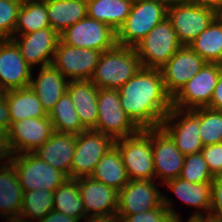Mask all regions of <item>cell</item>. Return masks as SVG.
Returning a JSON list of instances; mask_svg holds the SVG:
<instances>
[{
  "instance_id": "1",
  "label": "cell",
  "mask_w": 222,
  "mask_h": 222,
  "mask_svg": "<svg viewBox=\"0 0 222 222\" xmlns=\"http://www.w3.org/2000/svg\"><path fill=\"white\" fill-rule=\"evenodd\" d=\"M118 90L122 108L139 129L160 127L172 108L160 69L142 67Z\"/></svg>"
},
{
  "instance_id": "2",
  "label": "cell",
  "mask_w": 222,
  "mask_h": 222,
  "mask_svg": "<svg viewBox=\"0 0 222 222\" xmlns=\"http://www.w3.org/2000/svg\"><path fill=\"white\" fill-rule=\"evenodd\" d=\"M141 68L135 48L116 44L102 52L90 80L98 88L118 90Z\"/></svg>"
},
{
  "instance_id": "3",
  "label": "cell",
  "mask_w": 222,
  "mask_h": 222,
  "mask_svg": "<svg viewBox=\"0 0 222 222\" xmlns=\"http://www.w3.org/2000/svg\"><path fill=\"white\" fill-rule=\"evenodd\" d=\"M163 0H134L130 14L116 32L118 45L134 48L158 23L167 18Z\"/></svg>"
},
{
  "instance_id": "4",
  "label": "cell",
  "mask_w": 222,
  "mask_h": 222,
  "mask_svg": "<svg viewBox=\"0 0 222 222\" xmlns=\"http://www.w3.org/2000/svg\"><path fill=\"white\" fill-rule=\"evenodd\" d=\"M130 180L155 179L152 128L115 140Z\"/></svg>"
},
{
  "instance_id": "5",
  "label": "cell",
  "mask_w": 222,
  "mask_h": 222,
  "mask_svg": "<svg viewBox=\"0 0 222 222\" xmlns=\"http://www.w3.org/2000/svg\"><path fill=\"white\" fill-rule=\"evenodd\" d=\"M183 45L167 18L134 47L143 68L160 69Z\"/></svg>"
},
{
  "instance_id": "6",
  "label": "cell",
  "mask_w": 222,
  "mask_h": 222,
  "mask_svg": "<svg viewBox=\"0 0 222 222\" xmlns=\"http://www.w3.org/2000/svg\"><path fill=\"white\" fill-rule=\"evenodd\" d=\"M23 191L44 189L54 192L68 177L33 152L14 154L10 160Z\"/></svg>"
},
{
  "instance_id": "7",
  "label": "cell",
  "mask_w": 222,
  "mask_h": 222,
  "mask_svg": "<svg viewBox=\"0 0 222 222\" xmlns=\"http://www.w3.org/2000/svg\"><path fill=\"white\" fill-rule=\"evenodd\" d=\"M217 16L212 9L185 0L171 2L167 8V19L182 45H189Z\"/></svg>"
},
{
  "instance_id": "8",
  "label": "cell",
  "mask_w": 222,
  "mask_h": 222,
  "mask_svg": "<svg viewBox=\"0 0 222 222\" xmlns=\"http://www.w3.org/2000/svg\"><path fill=\"white\" fill-rule=\"evenodd\" d=\"M97 102L98 120L94 131L117 140L140 130L122 108L119 90L99 88Z\"/></svg>"
},
{
  "instance_id": "9",
  "label": "cell",
  "mask_w": 222,
  "mask_h": 222,
  "mask_svg": "<svg viewBox=\"0 0 222 222\" xmlns=\"http://www.w3.org/2000/svg\"><path fill=\"white\" fill-rule=\"evenodd\" d=\"M160 127L183 155L200 153L204 147L199 135V108L182 110L172 107Z\"/></svg>"
},
{
  "instance_id": "10",
  "label": "cell",
  "mask_w": 222,
  "mask_h": 222,
  "mask_svg": "<svg viewBox=\"0 0 222 222\" xmlns=\"http://www.w3.org/2000/svg\"><path fill=\"white\" fill-rule=\"evenodd\" d=\"M222 64L206 62L172 98V107L194 110L209 106Z\"/></svg>"
},
{
  "instance_id": "11",
  "label": "cell",
  "mask_w": 222,
  "mask_h": 222,
  "mask_svg": "<svg viewBox=\"0 0 222 222\" xmlns=\"http://www.w3.org/2000/svg\"><path fill=\"white\" fill-rule=\"evenodd\" d=\"M114 143L115 140L112 137L94 130H86L77 134L70 178L91 176L97 163L114 146Z\"/></svg>"
},
{
  "instance_id": "12",
  "label": "cell",
  "mask_w": 222,
  "mask_h": 222,
  "mask_svg": "<svg viewBox=\"0 0 222 222\" xmlns=\"http://www.w3.org/2000/svg\"><path fill=\"white\" fill-rule=\"evenodd\" d=\"M60 40L70 46L106 51L116 44V32L107 24L84 17L59 34Z\"/></svg>"
},
{
  "instance_id": "13",
  "label": "cell",
  "mask_w": 222,
  "mask_h": 222,
  "mask_svg": "<svg viewBox=\"0 0 222 222\" xmlns=\"http://www.w3.org/2000/svg\"><path fill=\"white\" fill-rule=\"evenodd\" d=\"M102 51L78 48L58 41L52 65L69 81L90 80Z\"/></svg>"
},
{
  "instance_id": "14",
  "label": "cell",
  "mask_w": 222,
  "mask_h": 222,
  "mask_svg": "<svg viewBox=\"0 0 222 222\" xmlns=\"http://www.w3.org/2000/svg\"><path fill=\"white\" fill-rule=\"evenodd\" d=\"M49 116L27 118L13 122L8 130V142L12 154L34 152L54 133Z\"/></svg>"
},
{
  "instance_id": "15",
  "label": "cell",
  "mask_w": 222,
  "mask_h": 222,
  "mask_svg": "<svg viewBox=\"0 0 222 222\" xmlns=\"http://www.w3.org/2000/svg\"><path fill=\"white\" fill-rule=\"evenodd\" d=\"M154 179L130 180L118 192V215H134L161 207L163 196Z\"/></svg>"
},
{
  "instance_id": "16",
  "label": "cell",
  "mask_w": 222,
  "mask_h": 222,
  "mask_svg": "<svg viewBox=\"0 0 222 222\" xmlns=\"http://www.w3.org/2000/svg\"><path fill=\"white\" fill-rule=\"evenodd\" d=\"M206 61L189 45H183L160 68L167 93L173 98L197 74Z\"/></svg>"
},
{
  "instance_id": "17",
  "label": "cell",
  "mask_w": 222,
  "mask_h": 222,
  "mask_svg": "<svg viewBox=\"0 0 222 222\" xmlns=\"http://www.w3.org/2000/svg\"><path fill=\"white\" fill-rule=\"evenodd\" d=\"M33 69L26 63L12 39H0V90L30 86Z\"/></svg>"
},
{
  "instance_id": "18",
  "label": "cell",
  "mask_w": 222,
  "mask_h": 222,
  "mask_svg": "<svg viewBox=\"0 0 222 222\" xmlns=\"http://www.w3.org/2000/svg\"><path fill=\"white\" fill-rule=\"evenodd\" d=\"M21 51L26 63L33 69L50 65L59 41V34L51 27L43 28L27 34H14L11 38Z\"/></svg>"
},
{
  "instance_id": "19",
  "label": "cell",
  "mask_w": 222,
  "mask_h": 222,
  "mask_svg": "<svg viewBox=\"0 0 222 222\" xmlns=\"http://www.w3.org/2000/svg\"><path fill=\"white\" fill-rule=\"evenodd\" d=\"M152 150L155 178L165 184L180 176L185 155L161 127L152 128Z\"/></svg>"
},
{
  "instance_id": "20",
  "label": "cell",
  "mask_w": 222,
  "mask_h": 222,
  "mask_svg": "<svg viewBox=\"0 0 222 222\" xmlns=\"http://www.w3.org/2000/svg\"><path fill=\"white\" fill-rule=\"evenodd\" d=\"M76 181L88 217L117 213L118 191L91 176Z\"/></svg>"
},
{
  "instance_id": "21",
  "label": "cell",
  "mask_w": 222,
  "mask_h": 222,
  "mask_svg": "<svg viewBox=\"0 0 222 222\" xmlns=\"http://www.w3.org/2000/svg\"><path fill=\"white\" fill-rule=\"evenodd\" d=\"M76 138L77 134L54 132L33 153L70 178V167L75 151Z\"/></svg>"
},
{
  "instance_id": "22",
  "label": "cell",
  "mask_w": 222,
  "mask_h": 222,
  "mask_svg": "<svg viewBox=\"0 0 222 222\" xmlns=\"http://www.w3.org/2000/svg\"><path fill=\"white\" fill-rule=\"evenodd\" d=\"M66 92L75 105L82 126L86 130H94L98 120L99 88L91 80L69 81Z\"/></svg>"
},
{
  "instance_id": "23",
  "label": "cell",
  "mask_w": 222,
  "mask_h": 222,
  "mask_svg": "<svg viewBox=\"0 0 222 222\" xmlns=\"http://www.w3.org/2000/svg\"><path fill=\"white\" fill-rule=\"evenodd\" d=\"M69 80L52 64L39 70L37 79L31 76L30 87L47 114L53 109L61 96L66 92Z\"/></svg>"
},
{
  "instance_id": "24",
  "label": "cell",
  "mask_w": 222,
  "mask_h": 222,
  "mask_svg": "<svg viewBox=\"0 0 222 222\" xmlns=\"http://www.w3.org/2000/svg\"><path fill=\"white\" fill-rule=\"evenodd\" d=\"M2 163L0 164V216L4 218L19 216L23 203V189L9 159Z\"/></svg>"
},
{
  "instance_id": "25",
  "label": "cell",
  "mask_w": 222,
  "mask_h": 222,
  "mask_svg": "<svg viewBox=\"0 0 222 222\" xmlns=\"http://www.w3.org/2000/svg\"><path fill=\"white\" fill-rule=\"evenodd\" d=\"M49 23L58 34L87 16V0H49Z\"/></svg>"
},
{
  "instance_id": "26",
  "label": "cell",
  "mask_w": 222,
  "mask_h": 222,
  "mask_svg": "<svg viewBox=\"0 0 222 222\" xmlns=\"http://www.w3.org/2000/svg\"><path fill=\"white\" fill-rule=\"evenodd\" d=\"M91 177L118 192L130 181L115 145L102 156Z\"/></svg>"
},
{
  "instance_id": "27",
  "label": "cell",
  "mask_w": 222,
  "mask_h": 222,
  "mask_svg": "<svg viewBox=\"0 0 222 222\" xmlns=\"http://www.w3.org/2000/svg\"><path fill=\"white\" fill-rule=\"evenodd\" d=\"M2 94L10 109L11 124L22 119L40 118L48 115L30 86L6 91Z\"/></svg>"
},
{
  "instance_id": "28",
  "label": "cell",
  "mask_w": 222,
  "mask_h": 222,
  "mask_svg": "<svg viewBox=\"0 0 222 222\" xmlns=\"http://www.w3.org/2000/svg\"><path fill=\"white\" fill-rule=\"evenodd\" d=\"M134 0H87V16L110 26L115 32L123 25Z\"/></svg>"
},
{
  "instance_id": "29",
  "label": "cell",
  "mask_w": 222,
  "mask_h": 222,
  "mask_svg": "<svg viewBox=\"0 0 222 222\" xmlns=\"http://www.w3.org/2000/svg\"><path fill=\"white\" fill-rule=\"evenodd\" d=\"M165 184L183 203L204 210L209 216L212 201L211 183H191L177 177Z\"/></svg>"
},
{
  "instance_id": "30",
  "label": "cell",
  "mask_w": 222,
  "mask_h": 222,
  "mask_svg": "<svg viewBox=\"0 0 222 222\" xmlns=\"http://www.w3.org/2000/svg\"><path fill=\"white\" fill-rule=\"evenodd\" d=\"M189 46L206 62L222 64V17L218 15Z\"/></svg>"
},
{
  "instance_id": "31",
  "label": "cell",
  "mask_w": 222,
  "mask_h": 222,
  "mask_svg": "<svg viewBox=\"0 0 222 222\" xmlns=\"http://www.w3.org/2000/svg\"><path fill=\"white\" fill-rule=\"evenodd\" d=\"M54 209L69 217L87 219L76 179L68 178L54 191Z\"/></svg>"
},
{
  "instance_id": "32",
  "label": "cell",
  "mask_w": 222,
  "mask_h": 222,
  "mask_svg": "<svg viewBox=\"0 0 222 222\" xmlns=\"http://www.w3.org/2000/svg\"><path fill=\"white\" fill-rule=\"evenodd\" d=\"M75 109L69 94L65 92L48 114L55 132L80 134L86 131Z\"/></svg>"
},
{
  "instance_id": "33",
  "label": "cell",
  "mask_w": 222,
  "mask_h": 222,
  "mask_svg": "<svg viewBox=\"0 0 222 222\" xmlns=\"http://www.w3.org/2000/svg\"><path fill=\"white\" fill-rule=\"evenodd\" d=\"M51 27L46 10V2L22 3L14 34H27Z\"/></svg>"
},
{
  "instance_id": "34",
  "label": "cell",
  "mask_w": 222,
  "mask_h": 222,
  "mask_svg": "<svg viewBox=\"0 0 222 222\" xmlns=\"http://www.w3.org/2000/svg\"><path fill=\"white\" fill-rule=\"evenodd\" d=\"M53 203L54 192L44 189L23 191L20 216L38 221L54 209Z\"/></svg>"
},
{
  "instance_id": "35",
  "label": "cell",
  "mask_w": 222,
  "mask_h": 222,
  "mask_svg": "<svg viewBox=\"0 0 222 222\" xmlns=\"http://www.w3.org/2000/svg\"><path fill=\"white\" fill-rule=\"evenodd\" d=\"M199 126L203 146L222 143V111L199 108Z\"/></svg>"
},
{
  "instance_id": "36",
  "label": "cell",
  "mask_w": 222,
  "mask_h": 222,
  "mask_svg": "<svg viewBox=\"0 0 222 222\" xmlns=\"http://www.w3.org/2000/svg\"><path fill=\"white\" fill-rule=\"evenodd\" d=\"M179 178L191 183H211L214 176L200 152L185 155Z\"/></svg>"
},
{
  "instance_id": "37",
  "label": "cell",
  "mask_w": 222,
  "mask_h": 222,
  "mask_svg": "<svg viewBox=\"0 0 222 222\" xmlns=\"http://www.w3.org/2000/svg\"><path fill=\"white\" fill-rule=\"evenodd\" d=\"M163 205L144 213L134 215H119L121 222H176L180 220L179 214L173 209L171 199L163 196Z\"/></svg>"
},
{
  "instance_id": "38",
  "label": "cell",
  "mask_w": 222,
  "mask_h": 222,
  "mask_svg": "<svg viewBox=\"0 0 222 222\" xmlns=\"http://www.w3.org/2000/svg\"><path fill=\"white\" fill-rule=\"evenodd\" d=\"M21 5L20 0H0V39L14 36Z\"/></svg>"
},
{
  "instance_id": "39",
  "label": "cell",
  "mask_w": 222,
  "mask_h": 222,
  "mask_svg": "<svg viewBox=\"0 0 222 222\" xmlns=\"http://www.w3.org/2000/svg\"><path fill=\"white\" fill-rule=\"evenodd\" d=\"M201 154L206 161L211 174L215 176L222 175V143L204 146Z\"/></svg>"
},
{
  "instance_id": "40",
  "label": "cell",
  "mask_w": 222,
  "mask_h": 222,
  "mask_svg": "<svg viewBox=\"0 0 222 222\" xmlns=\"http://www.w3.org/2000/svg\"><path fill=\"white\" fill-rule=\"evenodd\" d=\"M212 184V201L209 216L222 221V175L215 176Z\"/></svg>"
},
{
  "instance_id": "41",
  "label": "cell",
  "mask_w": 222,
  "mask_h": 222,
  "mask_svg": "<svg viewBox=\"0 0 222 222\" xmlns=\"http://www.w3.org/2000/svg\"><path fill=\"white\" fill-rule=\"evenodd\" d=\"M11 126L10 109L5 96L0 95V131H8Z\"/></svg>"
},
{
  "instance_id": "42",
  "label": "cell",
  "mask_w": 222,
  "mask_h": 222,
  "mask_svg": "<svg viewBox=\"0 0 222 222\" xmlns=\"http://www.w3.org/2000/svg\"><path fill=\"white\" fill-rule=\"evenodd\" d=\"M207 108L222 111V69L220 70L217 85L214 88L210 104Z\"/></svg>"
},
{
  "instance_id": "43",
  "label": "cell",
  "mask_w": 222,
  "mask_h": 222,
  "mask_svg": "<svg viewBox=\"0 0 222 222\" xmlns=\"http://www.w3.org/2000/svg\"><path fill=\"white\" fill-rule=\"evenodd\" d=\"M36 222H79V221L74 217H69L64 213L53 209L48 214H46L44 218Z\"/></svg>"
},
{
  "instance_id": "44",
  "label": "cell",
  "mask_w": 222,
  "mask_h": 222,
  "mask_svg": "<svg viewBox=\"0 0 222 222\" xmlns=\"http://www.w3.org/2000/svg\"><path fill=\"white\" fill-rule=\"evenodd\" d=\"M12 156L13 154L8 142V131H0V162L7 157L10 161Z\"/></svg>"
},
{
  "instance_id": "45",
  "label": "cell",
  "mask_w": 222,
  "mask_h": 222,
  "mask_svg": "<svg viewBox=\"0 0 222 222\" xmlns=\"http://www.w3.org/2000/svg\"><path fill=\"white\" fill-rule=\"evenodd\" d=\"M187 2L200 5L204 8H209L215 11L218 15L222 12V0H185Z\"/></svg>"
},
{
  "instance_id": "46",
  "label": "cell",
  "mask_w": 222,
  "mask_h": 222,
  "mask_svg": "<svg viewBox=\"0 0 222 222\" xmlns=\"http://www.w3.org/2000/svg\"><path fill=\"white\" fill-rule=\"evenodd\" d=\"M85 222H121V218L117 213H111L88 217Z\"/></svg>"
},
{
  "instance_id": "47",
  "label": "cell",
  "mask_w": 222,
  "mask_h": 222,
  "mask_svg": "<svg viewBox=\"0 0 222 222\" xmlns=\"http://www.w3.org/2000/svg\"><path fill=\"white\" fill-rule=\"evenodd\" d=\"M189 220H191L192 222H222V221H219L211 216L205 215V213L204 214L202 212L199 213V211L192 214L189 217Z\"/></svg>"
},
{
  "instance_id": "48",
  "label": "cell",
  "mask_w": 222,
  "mask_h": 222,
  "mask_svg": "<svg viewBox=\"0 0 222 222\" xmlns=\"http://www.w3.org/2000/svg\"><path fill=\"white\" fill-rule=\"evenodd\" d=\"M7 222H30V220L26 219L25 217L22 216H15V217H6ZM32 222V221H31Z\"/></svg>"
},
{
  "instance_id": "49",
  "label": "cell",
  "mask_w": 222,
  "mask_h": 222,
  "mask_svg": "<svg viewBox=\"0 0 222 222\" xmlns=\"http://www.w3.org/2000/svg\"><path fill=\"white\" fill-rule=\"evenodd\" d=\"M22 3H28V2H47L49 0H20Z\"/></svg>"
},
{
  "instance_id": "50",
  "label": "cell",
  "mask_w": 222,
  "mask_h": 222,
  "mask_svg": "<svg viewBox=\"0 0 222 222\" xmlns=\"http://www.w3.org/2000/svg\"><path fill=\"white\" fill-rule=\"evenodd\" d=\"M163 1H166L167 3H171V2L184 1V0H163Z\"/></svg>"
}]
</instances>
